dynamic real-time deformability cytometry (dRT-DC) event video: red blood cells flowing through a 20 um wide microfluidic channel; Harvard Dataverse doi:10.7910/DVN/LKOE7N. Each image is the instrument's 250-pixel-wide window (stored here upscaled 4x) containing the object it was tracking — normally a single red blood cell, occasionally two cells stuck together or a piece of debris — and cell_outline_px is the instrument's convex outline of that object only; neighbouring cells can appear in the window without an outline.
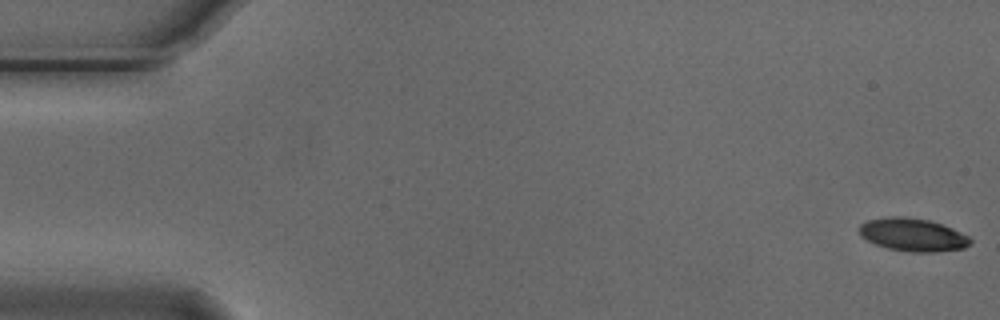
{"species": "Egyptian fruit bat (a non-hibernating species)", "species_latin": "Rousettus aegyptiacus", "temperature_condition": "cold", "stored_images_in_passage": 55, "camera_frame_rate_fps": 3000, "um_per_image_px": 0.085, "animal": {"sex": "male"}, "frame": {"image": 1, "passage_image": 1, "time_ms": 0.0, "image_size_px": [1000, 320], "cell_outline_px": [[972, 240], [964, 248], [936, 252], [912, 252], [888, 248], [876, 244], [860, 236], [860, 224], [868, 220], [888, 216], [904, 216], [928, 220], [952, 228], [968, 236]], "centroid_in_image_um": [77.57, 19.95], "position_along_channel_um": 7.4, "area_um2": 21.15}}
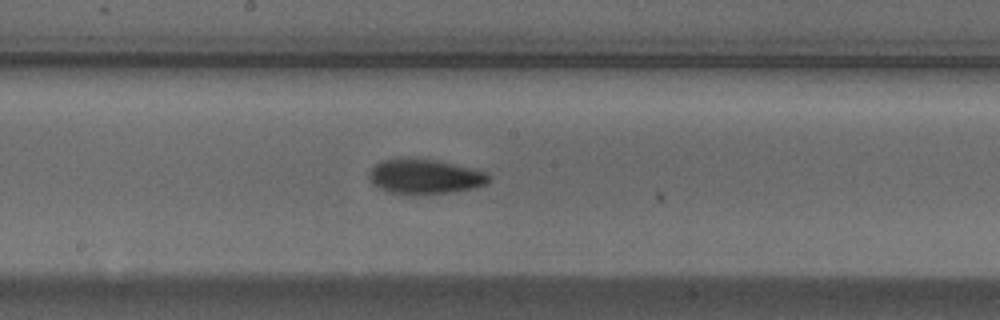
{"frame": {"image": 2, "passage_image": 29, "time_ms": 9.333, "image_size_px": [1000, 320], "cell_outline_px": [[492, 180], [488, 184], [476, 188], [452, 192], [388, 192], [372, 184], [368, 176], [368, 172], [376, 164], [384, 160], [400, 156], [412, 156], [436, 160], [476, 168], [488, 172], [492, 176]], "centroid_in_image_um": [36.18, 14.94], "position_along_channel_um": 212.0, "area_um2": 24.62}}
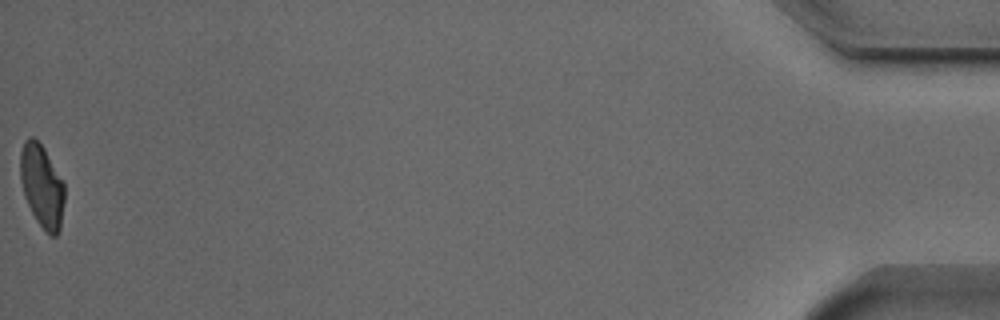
{"frame": {"image": 3, "passage_image": 55, "time_ms": 18.0, "image_size_px": [1000, 320], "cell_outline_px": [[64, 200], [60, 228], [56, 236], [48, 236], [36, 220], [24, 196], [20, 180], [20, 152], [24, 140], [28, 136], [32, 136], [44, 148], [64, 180]], "centroid_in_image_um": [3.56, 15.8], "position_along_channel_um": 431.6, "area_um2": 21.62}, "authors_computed_cell_mechanics": {"area_um2": 22.7154, "velocity_mm_per_s": 3.7421, "shape_relaxation_time_tau1_ms": 4.1081, "shape_relaxation_time_tau2_ms": 3.7053, "deformation_change_tau1": 0.1524, "deformation_change_tau2": 0.0863}}